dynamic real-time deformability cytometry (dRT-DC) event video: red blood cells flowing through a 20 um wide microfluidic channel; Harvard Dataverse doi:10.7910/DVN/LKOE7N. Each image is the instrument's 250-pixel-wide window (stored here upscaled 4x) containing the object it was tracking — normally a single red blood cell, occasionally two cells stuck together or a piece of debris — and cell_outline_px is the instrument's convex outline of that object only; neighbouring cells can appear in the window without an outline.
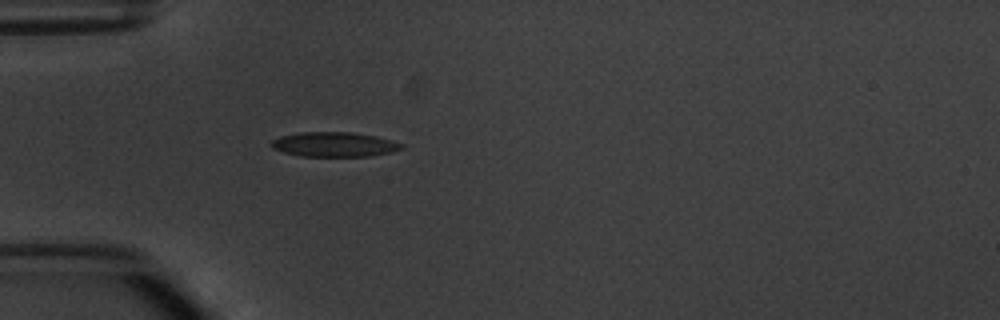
{"species": "common noctule bat (a hibernating species)", "species_latin": "Nyctalus noctula", "temperature_condition": "warm", "stored_images_in_passage": 1, "camera_frame_rate_fps": 3000, "um_per_image_px": 0.085, "animal": {"sex": "male", "body_mass_g": 20.1, "forearm_length_mm": 53.5}, "frame": {"image": 1, "passage_image": 1, "time_ms": 0.0, "image_size_px": [1000, 320], "cell_outline_px": [[404, 148], [392, 152], [368, 156], [300, 156], [284, 152], [272, 148], [268, 144], [272, 140], [280, 136], [300, 132], [352, 132], [376, 136], [404, 144]], "centroid_in_image_um": [28.39, 12.27], "position_along_channel_um": 56.6, "area_um2": 18.79}}